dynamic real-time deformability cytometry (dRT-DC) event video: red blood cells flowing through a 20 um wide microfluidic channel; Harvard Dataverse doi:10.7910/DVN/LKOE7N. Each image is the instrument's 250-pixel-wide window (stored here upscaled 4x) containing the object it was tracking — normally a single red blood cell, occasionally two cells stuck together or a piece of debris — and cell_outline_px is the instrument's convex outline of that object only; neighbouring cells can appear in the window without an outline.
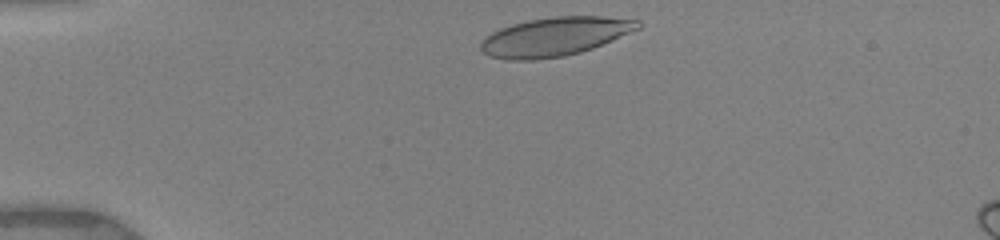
{"species": "human", "species_latin": "Homo sapiens", "temperature_condition": "warm", "stored_images_in_passage": 14, "camera_frame_rate_fps": 3000, "um_per_image_px": 0.085, "donor": {"sex": "female"}, "frame": {"image": 1, "passage_image": 3, "time_ms": 0.333, "image_size_px": [1000, 240], "cell_outline_px": [[644, 24], [640, 28], [592, 48], [580, 52], [564, 56], [532, 60], [508, 60], [488, 56], [480, 48], [480, 44], [492, 32], [500, 28], [512, 24], [528, 20], [552, 16], [600, 16], [640, 20]], "centroid_in_image_um": [47.17, 3.11], "position_along_channel_um": 37.8, "area_um2": 35.37}}